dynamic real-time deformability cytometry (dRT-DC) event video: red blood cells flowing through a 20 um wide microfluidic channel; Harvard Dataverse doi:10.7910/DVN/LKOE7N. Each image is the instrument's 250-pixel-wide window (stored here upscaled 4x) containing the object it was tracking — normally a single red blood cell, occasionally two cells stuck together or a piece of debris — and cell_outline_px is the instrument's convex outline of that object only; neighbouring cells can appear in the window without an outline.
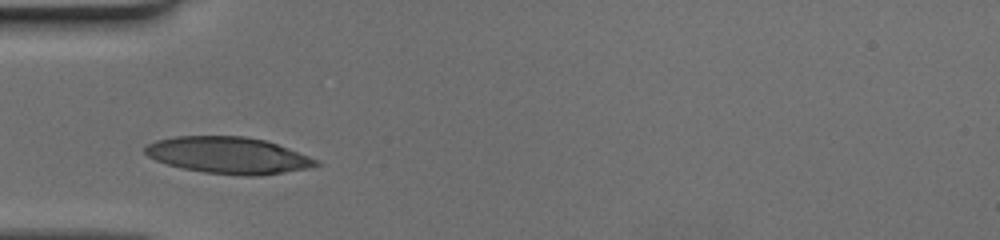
{"species": "human", "species_latin": "Homo sapiens", "temperature_condition": "cold", "stored_images_in_passage": 25, "camera_frame_rate_fps": 3000, "um_per_image_px": 0.085, "donor": {"sex": "female"}, "frame": {"image": 1, "passage_image": 1, "time_ms": 0.0, "image_size_px": [1000, 240], "cell_outline_px": [[320, 164], [308, 168], [260, 176], [240, 176], [204, 172], [180, 168], [156, 160], [148, 156], [144, 152], [144, 148], [148, 144], [156, 140], [176, 136], [248, 136], [268, 140], [320, 160]], "centroid_in_image_um": [19.43, 13.2], "position_along_channel_um": 65.6, "area_um2": 36.82}}
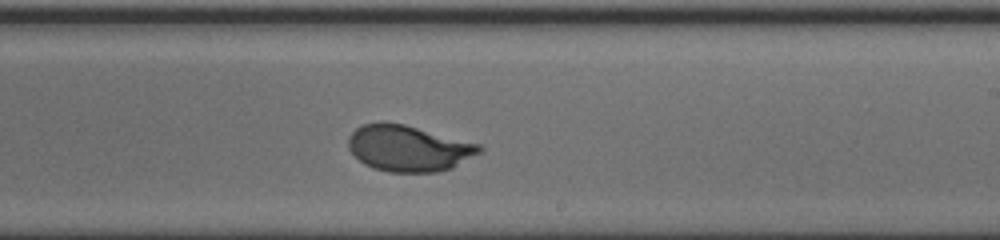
{"frame": {"image": 2, "passage_image": 15, "time_ms": 4.667, "image_size_px": [1000, 240], "cell_outline_px": [[484, 148], [480, 152], [452, 168], [436, 172], [388, 172], [372, 168], [364, 164], [348, 148], [348, 136], [356, 128], [364, 124], [380, 120], [384, 120], [404, 124], [484, 144]], "centroid_in_image_um": [34.74, 12.58], "position_along_channel_um": 254.3, "area_um2": 35.72}}
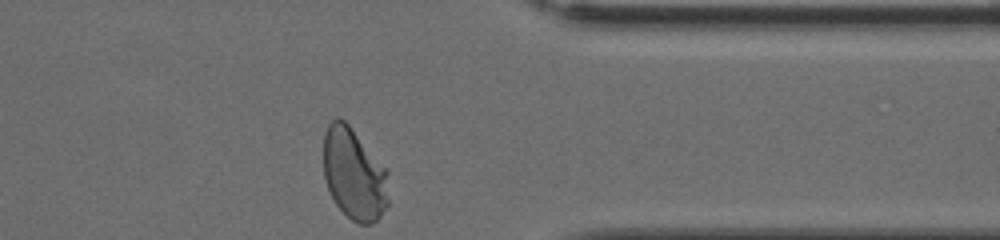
{"frame": {"image": 3, "passage_image": 25, "time_ms": 8.0, "image_size_px": [1000, 240], "cell_outline_px": [[388, 204], [380, 216], [372, 224], [360, 224], [352, 220], [336, 204], [328, 188], [324, 176], [324, 132], [328, 124], [336, 116], [340, 116], [348, 124], [388, 168]], "centroid_in_image_um": [30.11, 14.77], "position_along_channel_um": 381.3, "area_um2": 35.08}}